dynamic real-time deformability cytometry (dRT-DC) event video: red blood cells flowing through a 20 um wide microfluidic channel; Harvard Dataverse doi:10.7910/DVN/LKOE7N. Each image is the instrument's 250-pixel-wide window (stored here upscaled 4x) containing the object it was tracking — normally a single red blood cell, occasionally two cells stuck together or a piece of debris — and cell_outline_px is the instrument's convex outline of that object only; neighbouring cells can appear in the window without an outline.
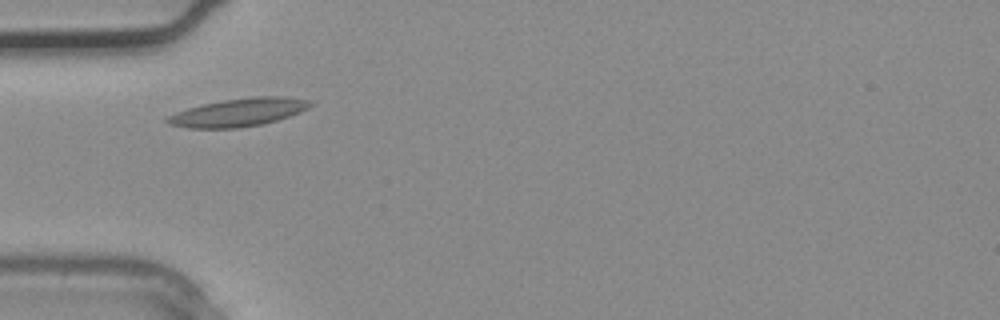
{"species": "common noctule bat (a hibernating species)", "species_latin": "Nyctalus noctula", "temperature_condition": "warm", "stored_images_in_passage": 2, "camera_frame_rate_fps": 3000, "um_per_image_px": 0.085, "animal": {"sex": "male", "body_mass_g": 20.4}, "frame": {"image": 1, "passage_image": 2, "time_ms": 0.333, "image_size_px": [1000, 320], "cell_outline_px": [[312, 104], [308, 108], [300, 112], [276, 120], [260, 124], [236, 128], [188, 128], [168, 124], [164, 120], [168, 116], [176, 112], [188, 108], [204, 104], [224, 100], [256, 96], [284, 96], [308, 100]], "centroid_in_image_um": [20.25, 9.55], "position_along_channel_um": 64.8, "area_um2": 23.06}}